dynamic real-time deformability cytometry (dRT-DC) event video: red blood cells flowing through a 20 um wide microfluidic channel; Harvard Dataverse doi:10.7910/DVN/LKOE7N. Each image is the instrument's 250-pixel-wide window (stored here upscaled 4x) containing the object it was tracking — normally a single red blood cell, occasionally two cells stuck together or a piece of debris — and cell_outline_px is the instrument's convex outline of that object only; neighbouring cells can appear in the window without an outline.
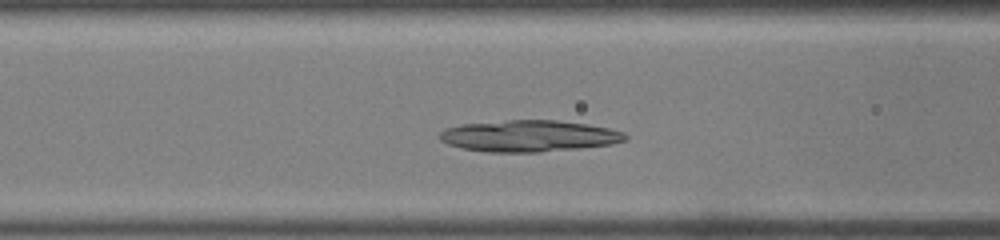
{"species": "common noctule bat (a hibernating species)", "species_latin": "Nyctalus noctula", "temperature_condition": "warm", "stored_images_in_passage": 32, "camera_frame_rate_fps": 3000, "um_per_image_px": 0.085, "animal": {"sex": "male", "body_mass_g": 19.0, "forearm_length_mm": 50.8}, "frame": {"image": 1, "passage_image": 9, "time_ms": 2.667, "image_size_px": [1000, 240], "cell_outline_px": [[628, 140], [612, 144], [580, 148], [540, 152], [484, 152], [464, 148], [448, 144], [440, 140], [440, 132], [444, 128], [464, 124], [508, 120], [556, 120], [588, 124], [608, 128], [624, 132], [628, 136]], "centroid_in_image_um": [44.99, 11.56], "position_along_channel_um": 121.6, "area_um2": 34.1}}
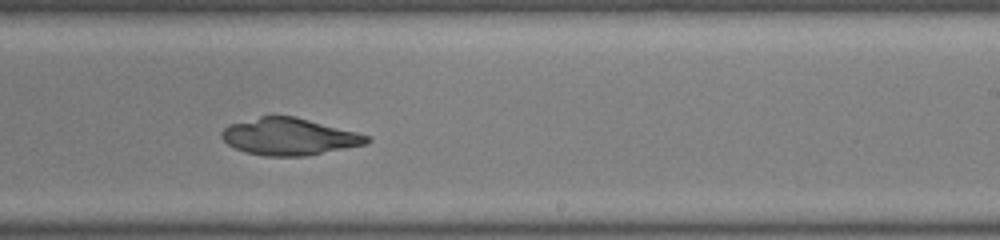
{"frame": {"image": 2, "passage_image": 17, "time_ms": 5.333, "image_size_px": [1000, 240], "cell_outline_px": [[372, 140], [368, 144], [308, 156], [264, 156], [244, 152], [228, 144], [220, 136], [220, 132], [228, 124], [260, 116], [296, 116], [356, 132], [368, 136]], "centroid_in_image_um": [24.58, 11.62], "position_along_channel_um": 264.4, "area_um2": 31.5}}
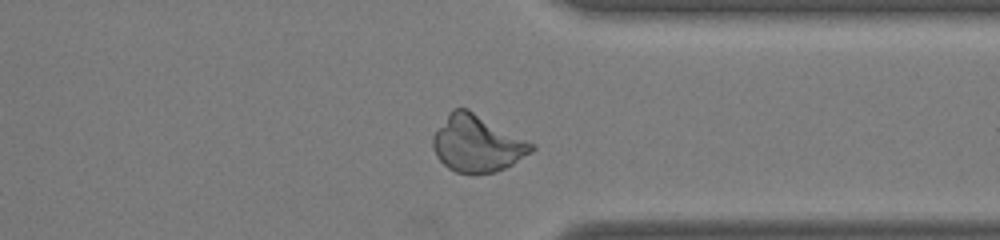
{"frame": {"image": 3, "passage_image": 23, "time_ms": 7.333, "image_size_px": [1000, 240], "cell_outline_px": [[536, 148], [532, 152], [512, 164], [496, 172], [472, 176], [456, 172], [448, 168], [436, 156], [432, 148], [432, 136], [448, 112], [452, 108], [468, 108], [536, 144]], "centroid_in_image_um": [40.55, 12.22], "position_along_channel_um": 370.8, "area_um2": 33.23}}